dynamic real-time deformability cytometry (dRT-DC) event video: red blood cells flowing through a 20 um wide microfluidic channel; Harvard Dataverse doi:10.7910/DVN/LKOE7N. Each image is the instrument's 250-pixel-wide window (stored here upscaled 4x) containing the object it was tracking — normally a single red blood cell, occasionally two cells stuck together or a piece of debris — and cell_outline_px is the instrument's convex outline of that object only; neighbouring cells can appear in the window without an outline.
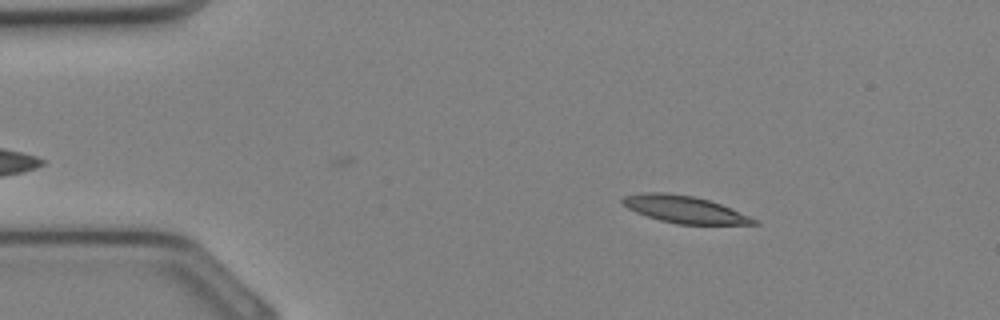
{"species": "Egyptian fruit bat (a non-hibernating species)", "species_latin": "Rousettus aegyptiacus", "temperature_condition": "cold", "stored_images_in_passage": 28, "camera_frame_rate_fps": 3000, "um_per_image_px": 0.085, "animal": {"sex": "female"}, "frame": {"image": 1, "passage_image": 5, "time_ms": 1.333, "image_size_px": [1000, 320], "cell_outline_px": [[760, 224], [676, 224], [660, 220], [636, 212], [628, 208], [620, 200], [624, 196], [644, 192], [668, 192], [692, 196], [708, 200], [720, 204], [748, 216], [756, 220]], "centroid_in_image_um": [58.13, 17.79], "position_along_channel_um": 26.9, "area_um2": 20.4}}
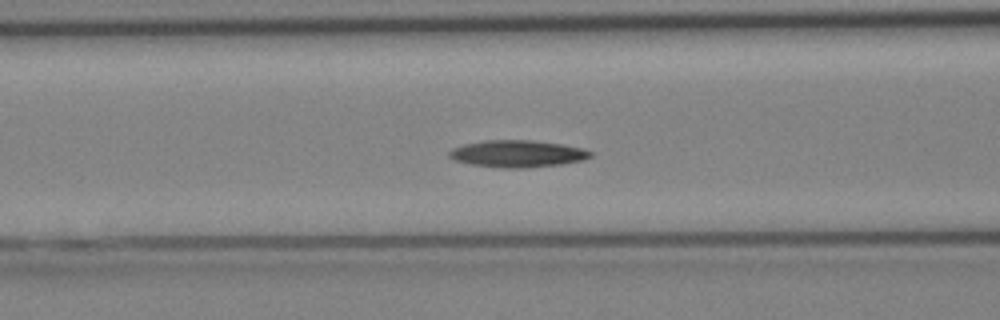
{"frame": {"image": 2, "passage_image": 13, "time_ms": 4.0, "image_size_px": [1000, 320], "cell_outline_px": [[592, 156], [584, 160], [560, 164], [524, 168], [504, 168], [472, 164], [456, 160], [448, 156], [448, 152], [452, 148], [464, 144], [484, 140], [532, 140], [560, 144], [580, 148], [592, 152]], "centroid_in_image_um": [43.97, 13.06], "position_along_channel_um": 122.6, "area_um2": 22.02}}
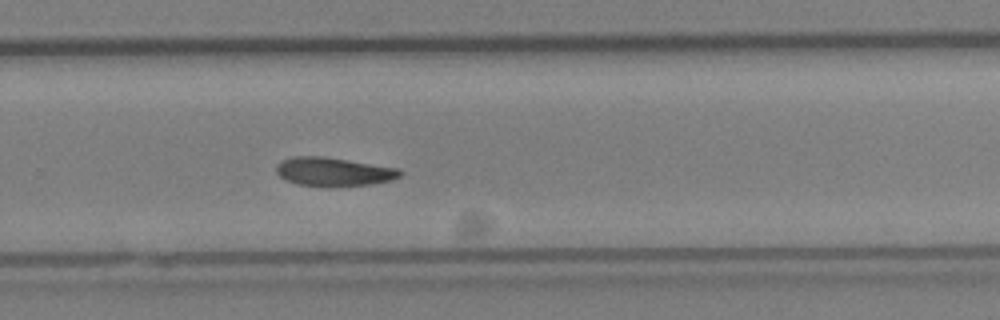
{"frame": {"image": 3, "passage_image": 22, "time_ms": 7.0, "image_size_px": [1000, 320], "cell_outline_px": [[404, 172], [400, 176], [392, 180], [372, 184], [332, 188], [328, 188], [296, 184], [284, 180], [276, 172], [276, 164], [280, 160], [292, 156], [324, 156], [400, 168]], "centroid_in_image_um": [28.34, 14.61], "position_along_channel_um": 301.5, "area_um2": 21.44}}